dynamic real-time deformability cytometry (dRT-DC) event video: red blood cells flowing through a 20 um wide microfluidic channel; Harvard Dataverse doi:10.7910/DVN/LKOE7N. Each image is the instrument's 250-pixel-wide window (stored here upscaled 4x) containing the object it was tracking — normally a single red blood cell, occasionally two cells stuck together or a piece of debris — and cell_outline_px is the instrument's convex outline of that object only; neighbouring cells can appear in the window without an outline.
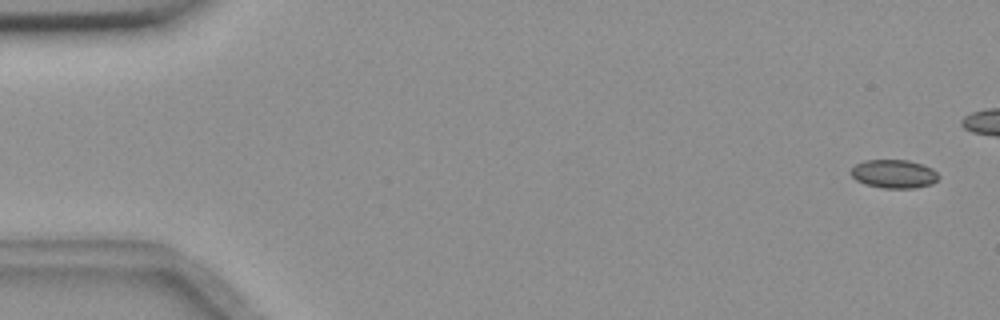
{"species": "common noctule bat (a hibernating species)", "species_latin": "Nyctalus noctula", "temperature_condition": "room temperature", "stored_images_in_passage": 6, "camera_frame_rate_fps": 3000, "um_per_image_px": 0.085, "animal": {"sex": "female", "body_mass_g": 18.4}, "frame": {"image": 1, "passage_image": 1, "time_ms": 0.0, "image_size_px": [1000, 320], "cell_outline_px": [[940, 176], [932, 184], [912, 188], [884, 188], [864, 184], [856, 180], [852, 176], [852, 168], [856, 164], [864, 160], [908, 160], [932, 168]], "centroid_in_image_um": [75.98, 14.78], "position_along_channel_um": 9.0, "area_um2": 14.45}}
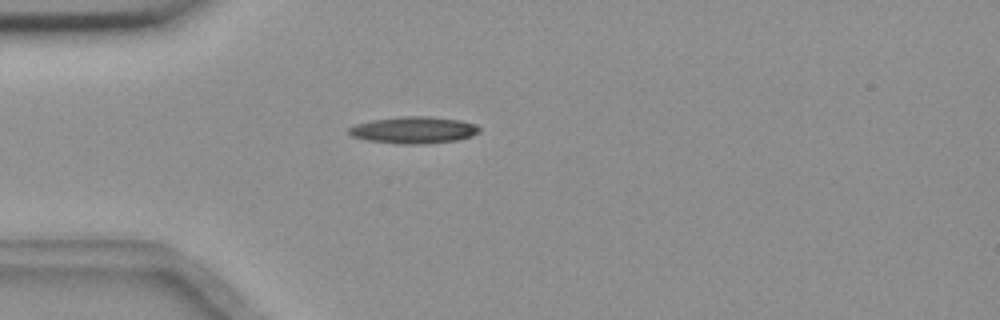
{"frame": {"image": 2, "passage_image": 6, "time_ms": 1.667, "image_size_px": [1000, 320], "cell_outline_px": [[480, 132], [472, 136], [456, 140], [424, 144], [396, 144], [368, 140], [352, 136], [348, 132], [348, 128], [356, 124], [372, 120], [400, 116], [432, 116], [460, 120], [476, 124], [480, 128]], "centroid_in_image_um": [35.18, 11.05], "position_along_channel_um": 49.8, "area_um2": 20.52}}